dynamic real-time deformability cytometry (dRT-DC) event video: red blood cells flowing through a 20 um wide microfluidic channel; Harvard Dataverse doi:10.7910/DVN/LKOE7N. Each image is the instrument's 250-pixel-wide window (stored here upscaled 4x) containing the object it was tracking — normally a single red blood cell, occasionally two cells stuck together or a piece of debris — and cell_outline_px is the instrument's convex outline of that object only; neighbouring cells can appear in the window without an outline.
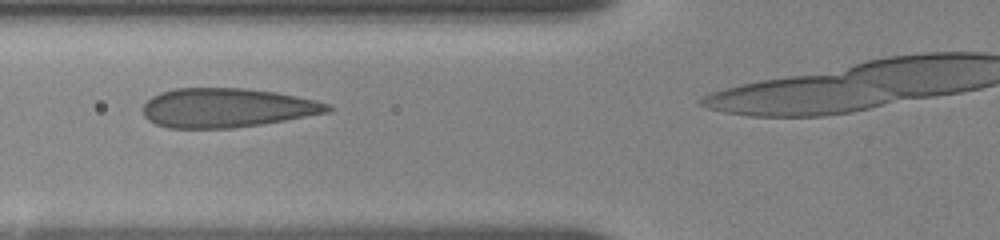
{"species": "human", "species_latin": "Homo sapiens", "temperature_condition": "room temperature", "stored_images_in_passage": 9, "camera_frame_rate_fps": 3000, "um_per_image_px": 0.085, "donor": {"sex": "female"}, "frame": {"image": 1, "passage_image": 4, "time_ms": 3.0, "image_size_px": [1000, 240], "cell_outline_px": [[332, 108], [328, 112], [284, 120], [260, 124], [232, 128], [168, 128], [156, 124], [148, 120], [144, 116], [144, 104], [152, 96], [160, 92], [172, 88], [244, 88], [276, 92], [316, 100], [328, 104]], "centroid_in_image_um": [19.24, 9.16], "position_along_channel_um": 106.6, "area_um2": 42.02}}
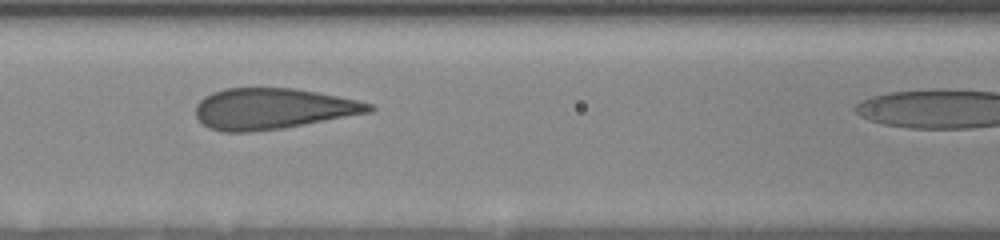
{"frame": {"image": 2, "passage_image": 6, "time_ms": 4.0, "image_size_px": [1000, 240], "cell_outline_px": [[376, 108], [372, 112], [280, 128], [252, 132], [224, 132], [212, 128], [204, 124], [196, 116], [196, 104], [204, 96], [212, 92], [224, 88], [292, 88], [316, 92], [356, 100], [372, 104]], "centroid_in_image_um": [23.16, 9.23], "position_along_channel_um": 143.4, "area_um2": 40.98}}
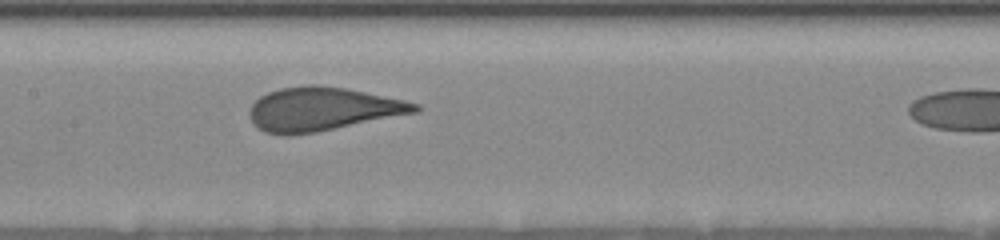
{"frame": {"image": 3, "passage_image": 8, "time_ms": 5.0, "image_size_px": [1000, 240], "cell_outline_px": [[424, 108], [420, 112], [316, 132], [288, 136], [264, 132], [256, 128], [248, 112], [252, 104], [260, 96], [268, 92], [280, 88], [304, 84], [320, 84], [344, 88], [404, 100], [420, 104]], "centroid_in_image_um": [27.41, 9.27], "position_along_channel_um": 180.0, "area_um2": 42.37}}